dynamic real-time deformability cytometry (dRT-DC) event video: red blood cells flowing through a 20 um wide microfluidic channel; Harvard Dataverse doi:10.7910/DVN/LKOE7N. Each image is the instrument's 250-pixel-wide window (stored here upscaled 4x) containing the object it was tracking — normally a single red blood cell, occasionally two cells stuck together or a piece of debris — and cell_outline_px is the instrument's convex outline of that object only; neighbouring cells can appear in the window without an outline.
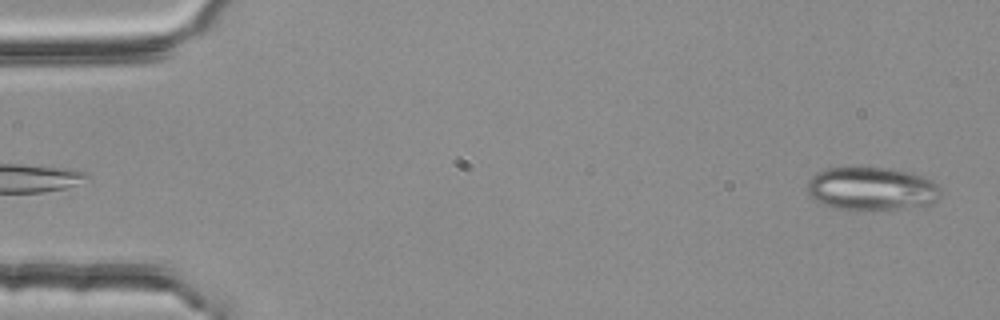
{"species": "common noctule bat (a hibernating species)", "species_latin": "Nyctalus noctula", "temperature_condition": "room temperature", "stored_images_in_passage": 53, "camera_frame_rate_fps": 3000, "um_per_image_px": 0.085, "animal": {"sex": "female", "body_mass_g": 25.1}, "frame": {"image": 1, "passage_image": 2, "time_ms": 0.333, "image_size_px": [1000, 320], "cell_outline_px": [[940, 196], [936, 200], [928, 204], [900, 208], [832, 208], [808, 196], [808, 180], [816, 172], [824, 168], [848, 164], [860, 164], [892, 168], [912, 172], [932, 180], [940, 188]], "centroid_in_image_um": [74.03, 15.94], "position_along_channel_um": 11.0, "area_um2": 34.28}}
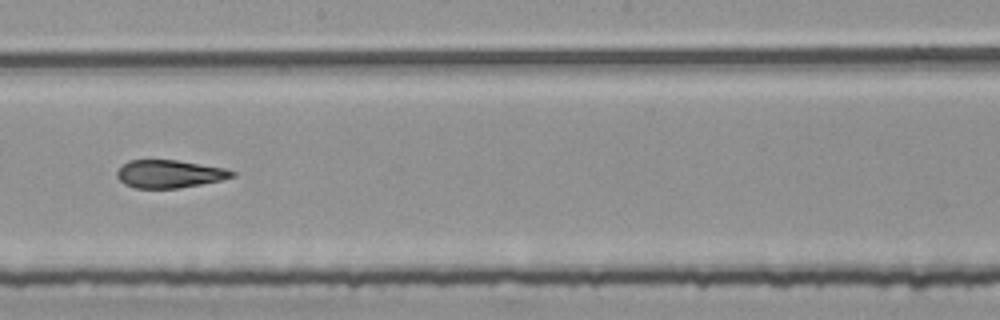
{"frame": {"image": 2, "passage_image": 30, "time_ms": 9.667, "image_size_px": [1000, 320], "cell_outline_px": [[236, 176], [220, 180], [200, 184], [176, 188], [136, 188], [124, 184], [116, 176], [116, 172], [128, 160], [176, 160], [224, 168], [236, 172]], "centroid_in_image_um": [14.39, 14.78], "position_along_channel_um": 233.8, "area_um2": 18.5}}
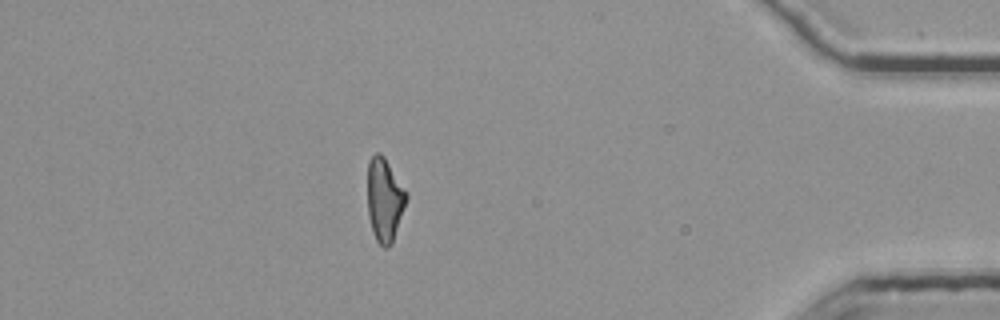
{"frame": {"image": 3, "passage_image": 47, "time_ms": 15.333, "image_size_px": [1000, 320], "cell_outline_px": [[408, 196], [392, 244], [388, 248], [384, 248], [376, 240], [368, 216], [368, 160], [376, 152], [380, 152], [384, 156], [408, 192]], "centroid_in_image_um": [32.7, 16.96], "position_along_channel_um": 402.5, "area_um2": 18.96}, "authors_computed_cell_mechanics": {"area_um2": 19.8254, "velocity_mm_per_s": 3.8097, "shape_relaxation_time_tau1_ms": 8.2698, "shape_relaxation_time_tau2_ms": 2.136, "deformation_change_tau1": 0.2342, "deformation_change_tau2": 0.112}}